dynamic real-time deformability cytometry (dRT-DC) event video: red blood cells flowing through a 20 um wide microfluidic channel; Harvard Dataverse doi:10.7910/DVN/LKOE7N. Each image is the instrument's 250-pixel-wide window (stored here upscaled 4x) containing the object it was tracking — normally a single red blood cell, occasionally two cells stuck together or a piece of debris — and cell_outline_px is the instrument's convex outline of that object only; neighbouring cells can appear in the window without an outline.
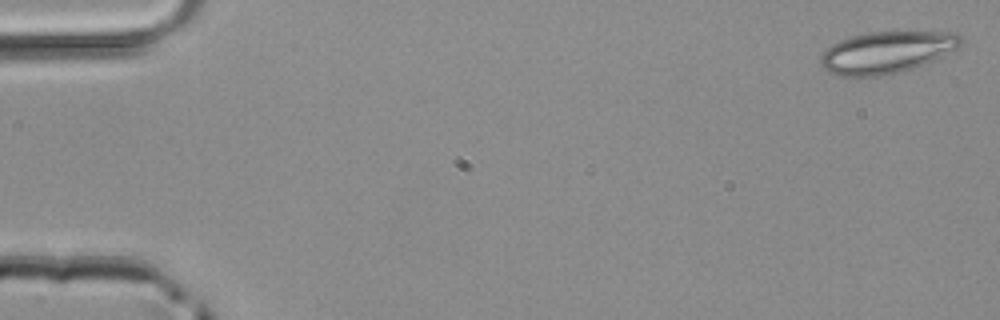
{"species": "common noctule bat (a hibernating species)", "species_latin": "Nyctalus noctula", "temperature_condition": "room temperature", "stored_images_in_passage": 45, "camera_frame_rate_fps": 3000, "um_per_image_px": 0.085, "animal": {"sex": "male", "body_mass_g": 20.4}, "frame": {"image": 1, "passage_image": 1, "time_ms": 0.0, "image_size_px": [1000, 320], "cell_outline_px": [[964, 40], [960, 48], [924, 64], [912, 68], [880, 76], [836, 76], [828, 72], [820, 64], [820, 56], [832, 44], [840, 40], [852, 36], [868, 32], [956, 32], [964, 36]], "centroid_in_image_um": [75.4, 4.44], "position_along_channel_um": 9.6, "area_um2": 34.28}}
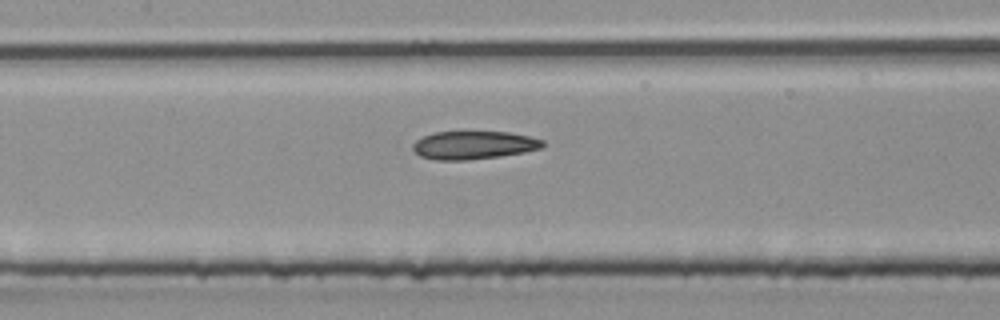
{"frame": {"image": 2, "passage_image": 22, "time_ms": 7.0, "image_size_px": [1000, 320], "cell_outline_px": [[544, 148], [524, 152], [500, 156], [464, 160], [436, 160], [420, 156], [412, 148], [412, 144], [416, 140], [424, 136], [436, 132], [508, 132], [528, 136], [544, 140]], "centroid_in_image_um": [40.28, 12.34], "position_along_channel_um": 167.1, "area_um2": 21.21}}
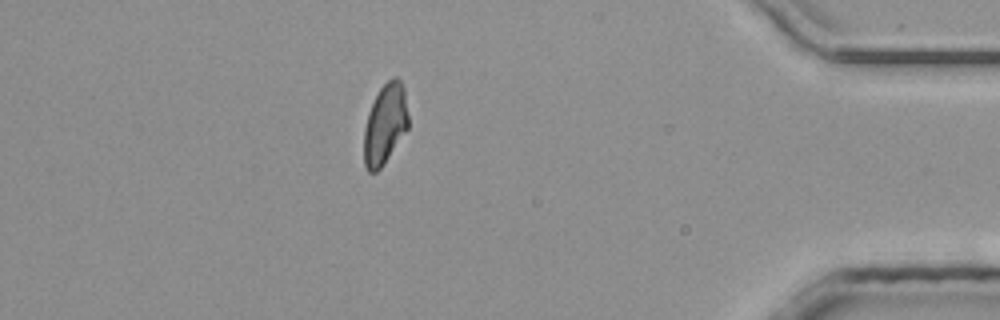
{"frame": {"image": 3, "passage_image": 41, "time_ms": 13.333, "image_size_px": [1000, 320], "cell_outline_px": [[408, 128], [380, 168], [376, 172], [368, 172], [364, 164], [364, 128], [368, 112], [380, 88], [392, 76], [396, 76], [400, 80], [404, 88], [408, 116]], "centroid_in_image_um": [32.72, 10.53], "position_along_channel_um": 402.5, "area_um2": 20.58}}